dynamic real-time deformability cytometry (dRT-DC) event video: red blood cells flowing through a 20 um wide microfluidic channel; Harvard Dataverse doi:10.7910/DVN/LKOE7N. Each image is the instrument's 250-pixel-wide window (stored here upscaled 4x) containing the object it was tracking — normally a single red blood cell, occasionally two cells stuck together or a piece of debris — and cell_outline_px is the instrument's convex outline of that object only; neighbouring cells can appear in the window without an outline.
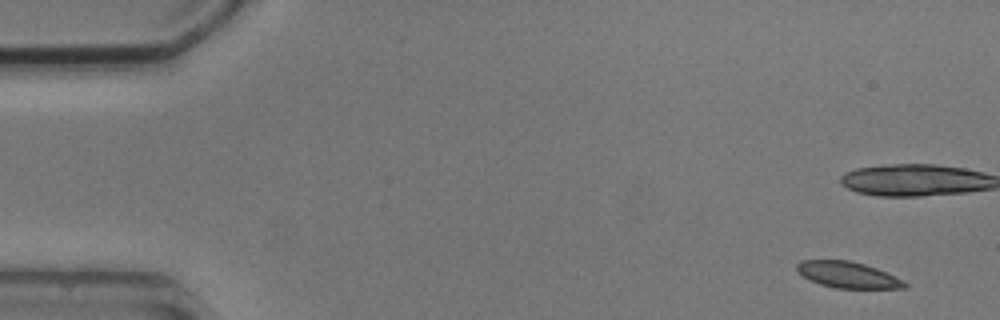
{"species": "common noctule bat (a hibernating species)", "species_latin": "Nyctalus noctula", "temperature_condition": "cold", "stored_images_in_passage": 5, "camera_frame_rate_fps": 3000, "um_per_image_px": 0.085, "animal": {"sex": "male", "body_mass_g": 20.5, "forearm_length_mm": 52.5}, "frame": {"image": 1, "passage_image": 1, "time_ms": 0.0, "image_size_px": [1000, 320], "cell_outline_px": [[908, 288], [836, 288], [820, 284], [804, 276], [796, 268], [796, 264], [800, 260], [848, 260], [864, 264], [876, 268], [908, 284]], "centroid_in_image_um": [72.03, 23.35], "position_along_channel_um": 13.0, "area_um2": 16.07}}